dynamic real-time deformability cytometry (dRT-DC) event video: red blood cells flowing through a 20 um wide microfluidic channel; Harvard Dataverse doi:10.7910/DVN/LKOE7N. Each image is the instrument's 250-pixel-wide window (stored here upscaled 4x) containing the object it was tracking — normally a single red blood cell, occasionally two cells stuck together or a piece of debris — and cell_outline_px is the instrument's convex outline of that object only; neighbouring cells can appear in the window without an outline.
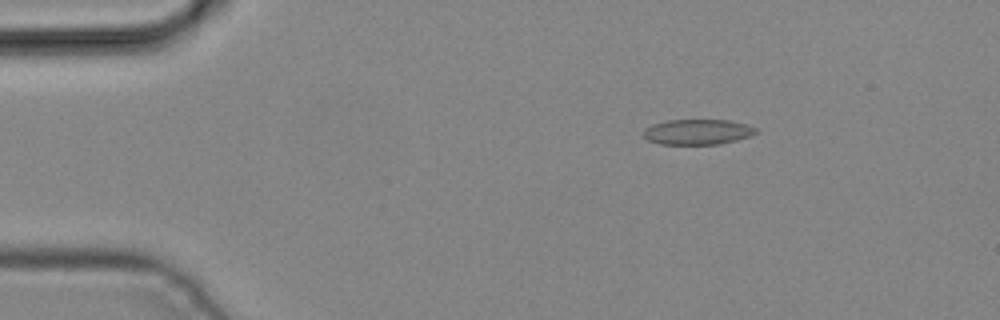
{"species": "common noctule bat (a hibernating species)", "species_latin": "Nyctalus noctula", "temperature_condition": "cold", "stored_images_in_passage": 4, "camera_frame_rate_fps": 3000, "um_per_image_px": 0.085, "animal": {"sex": "male", "body_mass_g": 19.2, "forearm_length_mm": 51.8}, "frame": {"image": 1, "passage_image": 2, "time_ms": 0.333, "image_size_px": [1000, 320], "cell_outline_px": [[760, 132], [752, 136], [720, 144], [660, 144], [648, 140], [640, 136], [644, 128], [652, 124], [668, 120], [728, 120], [748, 124], [756, 128]], "centroid_in_image_um": [59.29, 11.21], "position_along_channel_um": 25.7, "area_um2": 16.94}}